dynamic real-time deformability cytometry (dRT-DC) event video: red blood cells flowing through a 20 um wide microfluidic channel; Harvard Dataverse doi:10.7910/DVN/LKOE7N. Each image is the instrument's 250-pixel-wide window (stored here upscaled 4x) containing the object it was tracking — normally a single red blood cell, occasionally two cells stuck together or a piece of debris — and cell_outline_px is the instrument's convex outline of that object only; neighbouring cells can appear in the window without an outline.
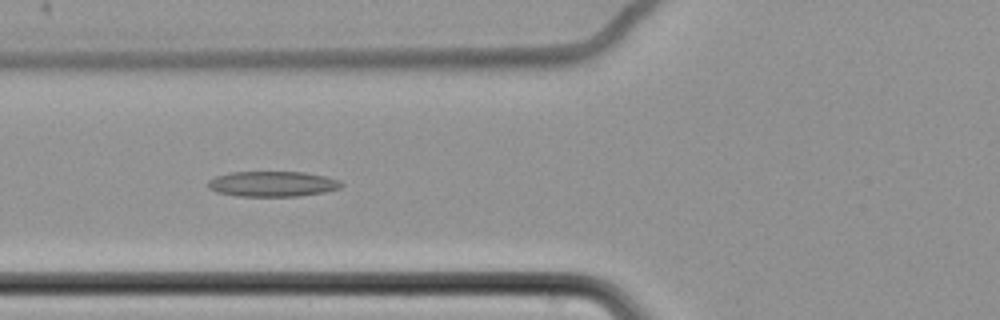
{"species": "common noctule bat (a hibernating species)", "species_latin": "Nyctalus noctula", "temperature_condition": "cold", "stored_images_in_passage": 48, "camera_frame_rate_fps": 3000, "um_per_image_px": 0.085, "animal": {"sex": "female", "body_mass_g": 22.7, "forearm_length_mm": 54.2}, "frame": {"image": 1, "passage_image": 12, "time_ms": 3.667, "image_size_px": [1000, 320], "cell_outline_px": [[344, 184], [340, 188], [328, 192], [300, 196], [236, 196], [216, 192], [208, 188], [208, 180], [216, 176], [232, 172], [304, 172], [324, 176], [340, 180]], "centroid_in_image_um": [23.18, 15.64], "position_along_channel_um": 102.6, "area_um2": 19.88}}
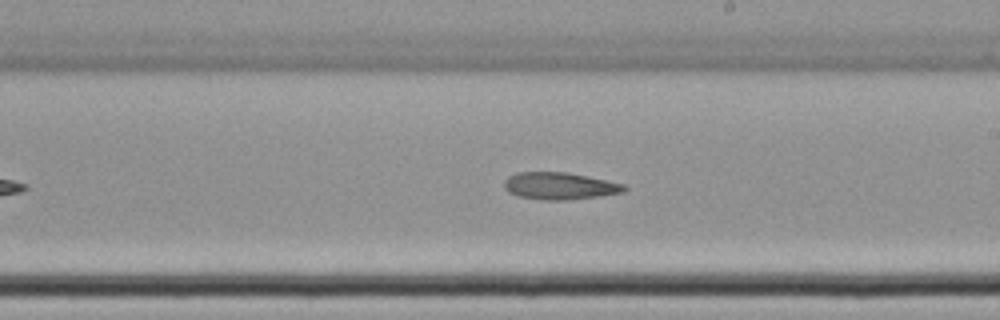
{"frame": {"image": 2, "passage_image": 24, "time_ms": 7.667, "image_size_px": [1000, 320], "cell_outline_px": [[628, 188], [624, 192], [600, 196], [564, 200], [544, 200], [516, 196], [508, 192], [504, 188], [504, 180], [508, 176], [516, 172], [568, 172], [588, 176], [624, 184]], "centroid_in_image_um": [47.55, 15.8], "position_along_channel_um": 241.5, "area_um2": 19.13}}
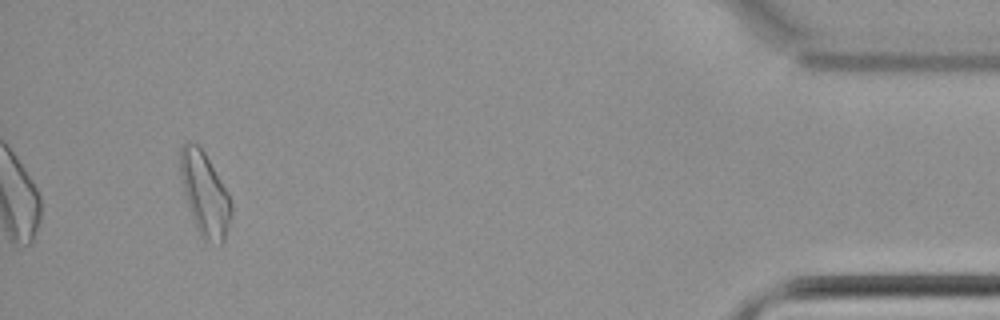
{"frame": {"image": 3, "passage_image": 45, "time_ms": 14.667, "image_size_px": [1000, 320], "cell_outline_px": [[232, 212], [228, 228], [224, 240], [220, 244], [204, 240], [200, 236], [196, 228], [184, 192], [180, 176], [180, 148], [188, 140], [192, 140], [204, 152], [228, 192], [232, 204]], "centroid_in_image_um": [17.41, 16.48], "position_along_channel_um": 417.8, "area_um2": 24.62}}